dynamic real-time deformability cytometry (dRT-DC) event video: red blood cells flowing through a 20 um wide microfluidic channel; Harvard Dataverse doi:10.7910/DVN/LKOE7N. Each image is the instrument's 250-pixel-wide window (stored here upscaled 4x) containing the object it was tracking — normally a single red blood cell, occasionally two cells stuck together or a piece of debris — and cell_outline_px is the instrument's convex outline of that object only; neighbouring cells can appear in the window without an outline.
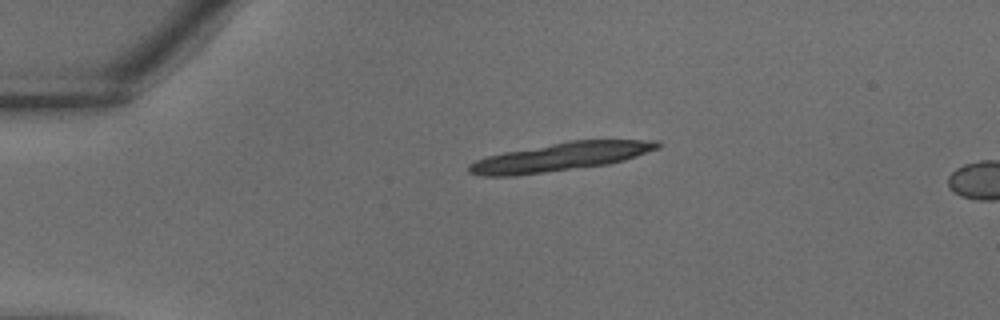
{"species": "common noctule bat (a hibernating species)", "species_latin": "Nyctalus noctula", "temperature_condition": "warm", "stored_images_in_passage": 3, "camera_frame_rate_fps": 3000, "um_per_image_px": 0.085, "animal": {"sex": "male", "body_mass_g": 18.8}, "frame": {"image": 1, "passage_image": 1, "time_ms": 0.0, "image_size_px": [1000, 320], "cell_outline_px": [[660, 148], [624, 160], [608, 164], [516, 176], [480, 176], [468, 172], [468, 164], [476, 160], [488, 156], [504, 152], [568, 140], [656, 140], [660, 144]], "centroid_in_image_um": [47.61, 13.34], "position_along_channel_um": 37.4, "area_um2": 31.15}}